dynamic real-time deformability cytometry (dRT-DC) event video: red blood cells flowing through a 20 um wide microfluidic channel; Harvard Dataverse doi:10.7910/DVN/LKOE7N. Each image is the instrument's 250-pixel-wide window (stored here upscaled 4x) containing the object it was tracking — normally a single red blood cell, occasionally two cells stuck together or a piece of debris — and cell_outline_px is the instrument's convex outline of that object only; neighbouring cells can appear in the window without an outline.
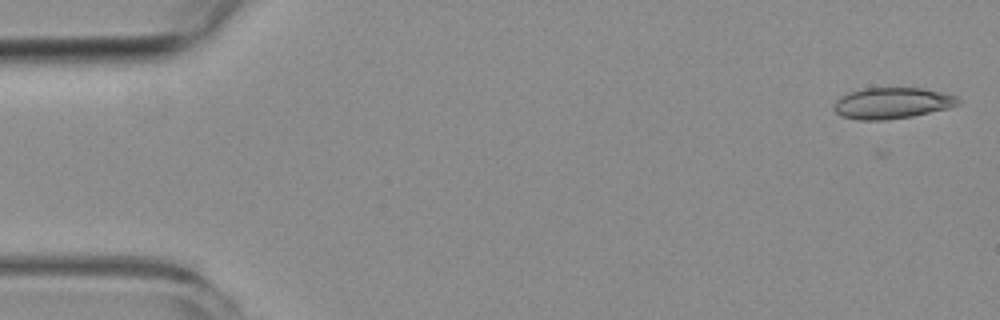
{"species": "common noctule bat (a hibernating species)", "species_latin": "Nyctalus noctula", "temperature_condition": "room temperature", "stored_images_in_passage": 5, "camera_frame_rate_fps": 3000, "um_per_image_px": 0.085, "animal": {"sex": "female", "body_mass_g": 19.3, "forearm_length_mm": 54.1}, "frame": {"image": 1, "passage_image": 1, "time_ms": 0.0, "image_size_px": [1000, 320], "cell_outline_px": [[960, 104], [948, 108], [912, 116], [884, 120], [860, 120], [840, 116], [832, 108], [836, 100], [840, 96], [848, 92], [864, 88], [924, 88], [956, 96], [960, 100]], "centroid_in_image_um": [75.79, 8.76], "position_along_channel_um": 9.2, "area_um2": 22.6}}
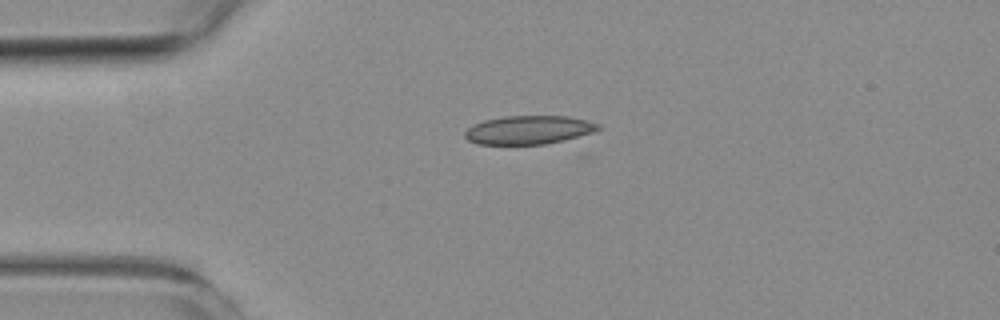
{"frame": {"image": 2, "passage_image": 4, "time_ms": 3.667, "image_size_px": [1000, 320], "cell_outline_px": [[600, 128], [592, 132], [544, 144], [476, 144], [468, 140], [464, 136], [464, 132], [472, 124], [484, 120], [504, 116], [568, 116], [600, 124]], "centroid_in_image_um": [44.86, 11.03], "position_along_channel_um": 40.1, "area_um2": 21.91}}